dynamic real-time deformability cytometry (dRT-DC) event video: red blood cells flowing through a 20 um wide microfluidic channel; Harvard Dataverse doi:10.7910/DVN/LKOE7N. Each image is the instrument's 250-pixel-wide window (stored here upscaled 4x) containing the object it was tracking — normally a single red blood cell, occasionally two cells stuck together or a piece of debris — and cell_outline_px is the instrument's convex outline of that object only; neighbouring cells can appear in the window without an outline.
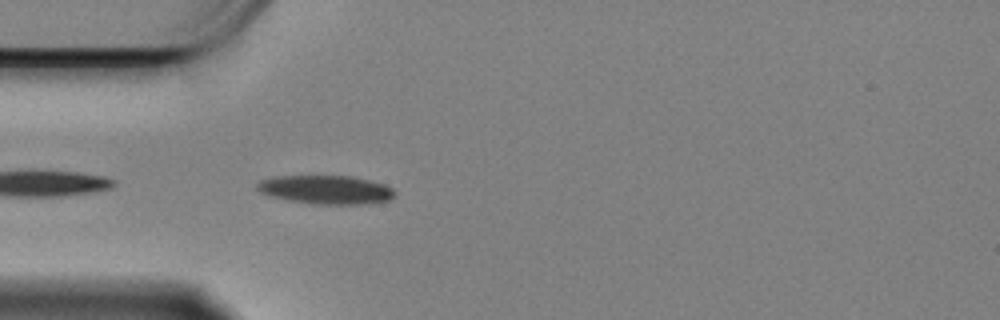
{"species": "Egyptian fruit bat (a non-hibernating species)", "species_latin": "Rousettus aegyptiacus", "temperature_condition": "cold", "stored_images_in_passage": 30, "camera_frame_rate_fps": 3000, "um_per_image_px": 0.085, "animal": {"sex": "female"}, "frame": {"image": 1, "passage_image": 3, "time_ms": 0.667, "image_size_px": [1000, 320], "cell_outline_px": [[396, 196], [388, 200], [368, 204], [312, 204], [272, 196], [260, 192], [256, 188], [256, 184], [260, 180], [276, 176], [348, 176], [368, 180], [384, 184], [392, 188], [396, 192]], "centroid_in_image_um": [27.73, 16.12], "position_along_channel_um": 57.3, "area_um2": 22.89}}
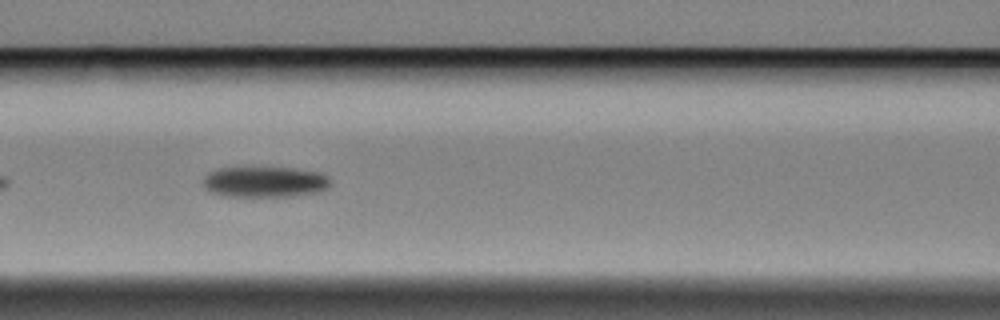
{"frame": {"image": 2, "passage_image": 11, "time_ms": 3.333, "image_size_px": [1000, 320], "cell_outline_px": [[332, 184], [328, 188], [320, 192], [292, 196], [224, 196], [208, 192], [200, 184], [204, 176], [208, 172], [216, 168], [292, 168], [320, 172], [328, 176]], "centroid_in_image_um": [22.47, 15.47], "position_along_channel_um": 144.1, "area_um2": 23.24}}
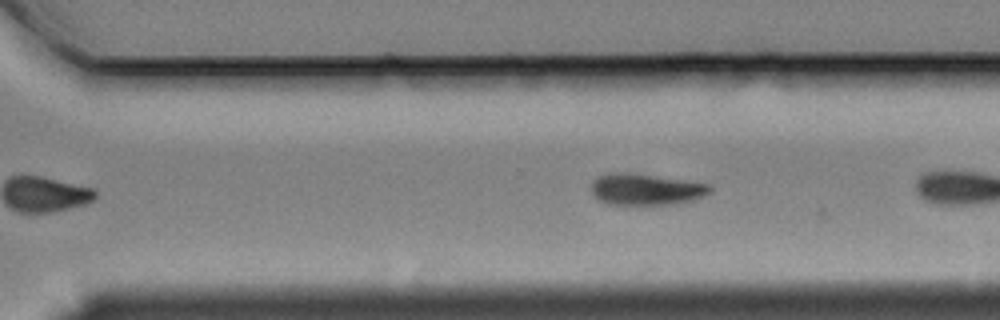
{"frame": {"image": 3, "passage_image": 24, "time_ms": 7.667, "image_size_px": [1000, 320], "cell_outline_px": [[712, 188], [708, 192], [692, 200], [676, 204], [608, 204], [600, 200], [592, 192], [592, 180], [600, 176], [612, 172], [628, 172], [708, 184]], "centroid_in_image_um": [54.85, 16.09], "position_along_channel_um": 315.8, "area_um2": 21.21}}